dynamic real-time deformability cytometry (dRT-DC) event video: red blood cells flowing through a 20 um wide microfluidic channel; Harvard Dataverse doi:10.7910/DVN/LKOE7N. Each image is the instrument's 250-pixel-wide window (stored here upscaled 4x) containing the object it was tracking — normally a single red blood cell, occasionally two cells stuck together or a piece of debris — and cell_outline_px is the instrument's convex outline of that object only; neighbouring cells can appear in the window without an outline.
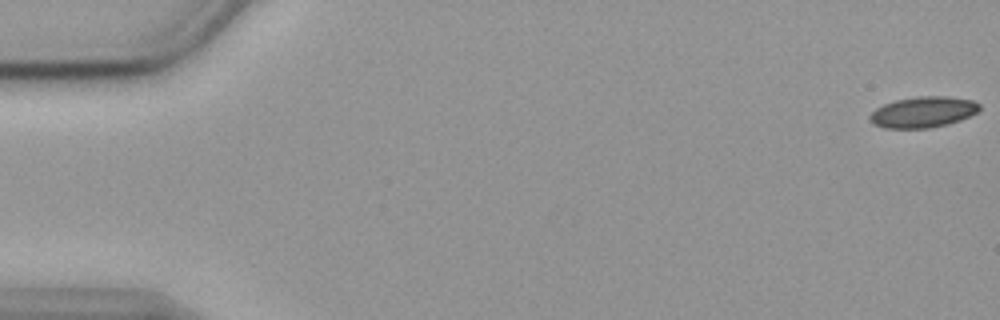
{"species": "common noctule bat (a hibernating species)", "species_latin": "Nyctalus noctula", "temperature_condition": "cold", "stored_images_in_passage": 14, "camera_frame_rate_fps": 3000, "um_per_image_px": 0.085, "animal": {"sex": "female", "body_mass_g": 19.9}, "frame": {"image": 1, "passage_image": 1, "time_ms": 0.0, "image_size_px": [1000, 320], "cell_outline_px": [[980, 108], [976, 112], [960, 120], [948, 124], [928, 128], [884, 128], [872, 124], [868, 120], [868, 116], [876, 108], [884, 104], [896, 100], [916, 96], [944, 96], [972, 100], [980, 104]], "centroid_in_image_um": [78.41, 9.53], "position_along_channel_um": 6.6, "area_um2": 19.77}}